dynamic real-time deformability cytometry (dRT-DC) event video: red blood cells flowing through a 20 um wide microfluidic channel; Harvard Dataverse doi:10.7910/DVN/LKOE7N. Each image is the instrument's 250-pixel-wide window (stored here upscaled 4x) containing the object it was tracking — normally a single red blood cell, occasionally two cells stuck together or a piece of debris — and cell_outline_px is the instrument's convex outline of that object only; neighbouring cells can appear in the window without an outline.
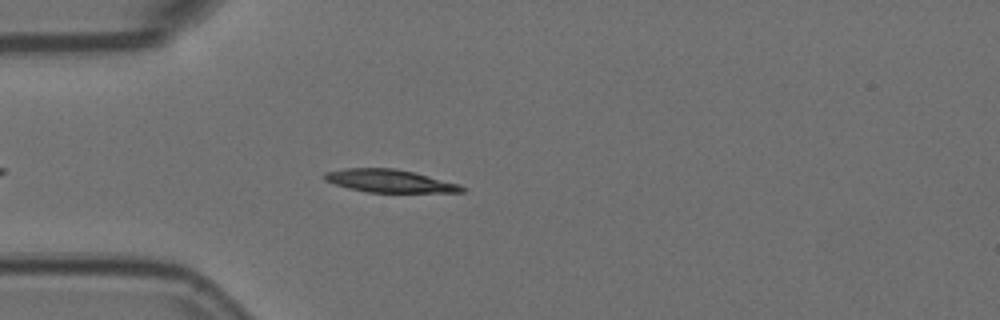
{"species": "Egyptian fruit bat (a non-hibernating species)", "species_latin": "Rousettus aegyptiacus", "temperature_condition": "room temperature", "stored_images_in_passage": 3, "camera_frame_rate_fps": 3000, "um_per_image_px": 0.085, "animal": {"sex": "female"}, "frame": {"image": 1, "passage_image": 3, "time_ms": 0.667, "image_size_px": [1000, 320], "cell_outline_px": [[468, 188], [464, 192], [368, 192], [348, 188], [324, 180], [320, 176], [324, 172], [344, 168], [396, 168], [460, 184]], "centroid_in_image_um": [33.08, 15.37], "position_along_channel_um": 51.9, "area_um2": 18.32}}